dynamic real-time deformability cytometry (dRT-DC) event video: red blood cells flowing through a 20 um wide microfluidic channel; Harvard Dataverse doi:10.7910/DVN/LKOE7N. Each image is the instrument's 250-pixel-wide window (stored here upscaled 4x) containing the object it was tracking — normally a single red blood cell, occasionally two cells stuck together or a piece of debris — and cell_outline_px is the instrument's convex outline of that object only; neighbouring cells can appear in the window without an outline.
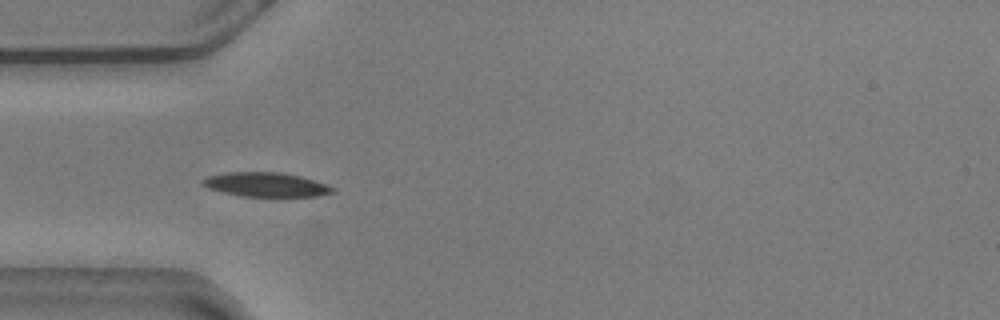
{"species": "common noctule bat (a hibernating species)", "species_latin": "Nyctalus noctula", "temperature_condition": "warm", "stored_images_in_passage": 40, "camera_frame_rate_fps": 3000, "um_per_image_px": 0.085, "animal": {"sex": "male", "body_mass_g": 20.5, "forearm_length_mm": 52.5}, "frame": {"image": 1, "passage_image": 1, "time_ms": 0.0, "image_size_px": [1000, 320], "cell_outline_px": [[336, 192], [316, 196], [240, 196], [220, 192], [208, 188], [200, 184], [200, 180], [208, 176], [228, 172], [280, 172], [300, 176], [316, 180], [328, 184], [336, 188]], "centroid_in_image_um": [22.61, 15.69], "position_along_channel_um": 62.4, "area_um2": 18.61}}
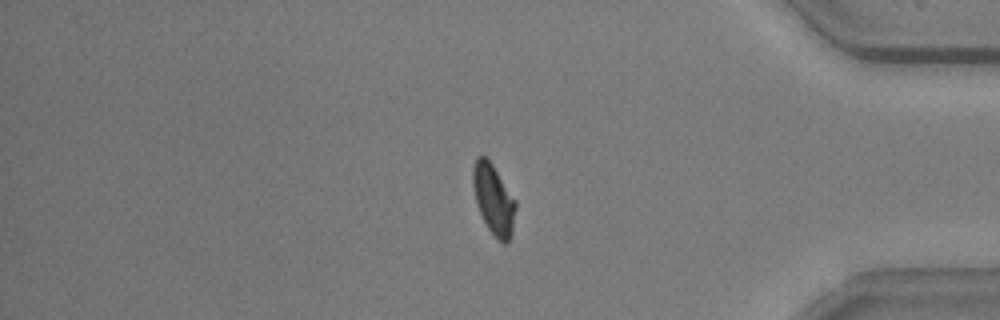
{"frame": {"image": 2, "passage_image": 31, "time_ms": 10.0, "image_size_px": [1000, 320], "cell_outline_px": [[516, 208], [512, 236], [508, 244], [504, 244], [488, 228], [476, 204], [472, 184], [472, 168], [476, 156], [484, 156], [492, 164], [516, 200]], "centroid_in_image_um": [41.96, 16.94], "position_along_channel_um": 393.2, "area_um2": 17.51}}
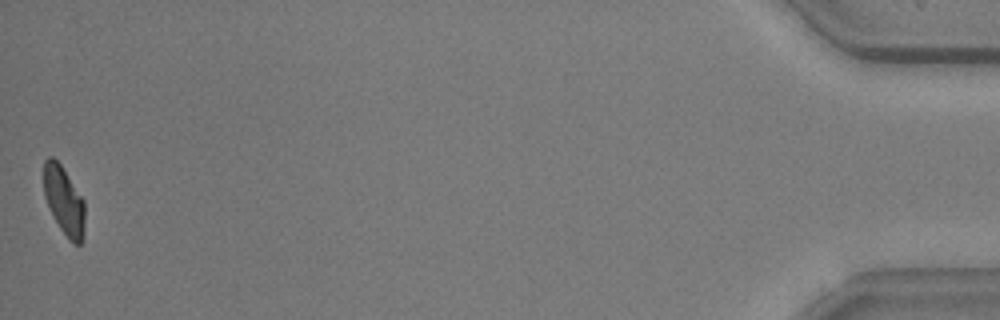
{"frame": {"image": 3, "passage_image": 40, "time_ms": 13.0, "image_size_px": [1000, 320], "cell_outline_px": [[84, 236], [80, 244], [72, 244], [68, 240], [52, 216], [44, 196], [44, 160], [48, 156], [52, 156], [60, 164], [84, 200]], "centroid_in_image_um": [5.43, 17.09], "position_along_channel_um": 429.8, "area_um2": 16.42}, "authors_computed_cell_mechanics": {"area_um2": 18.0336, "velocity_mm_per_s": 3.5947, "shape_relaxation_time_tau1_ms": 4.1628, "shape_relaxation_time_tau2_ms": 2.2138, "deformation_change_tau1": 0.1717, "deformation_change_tau2": 0.0691}}